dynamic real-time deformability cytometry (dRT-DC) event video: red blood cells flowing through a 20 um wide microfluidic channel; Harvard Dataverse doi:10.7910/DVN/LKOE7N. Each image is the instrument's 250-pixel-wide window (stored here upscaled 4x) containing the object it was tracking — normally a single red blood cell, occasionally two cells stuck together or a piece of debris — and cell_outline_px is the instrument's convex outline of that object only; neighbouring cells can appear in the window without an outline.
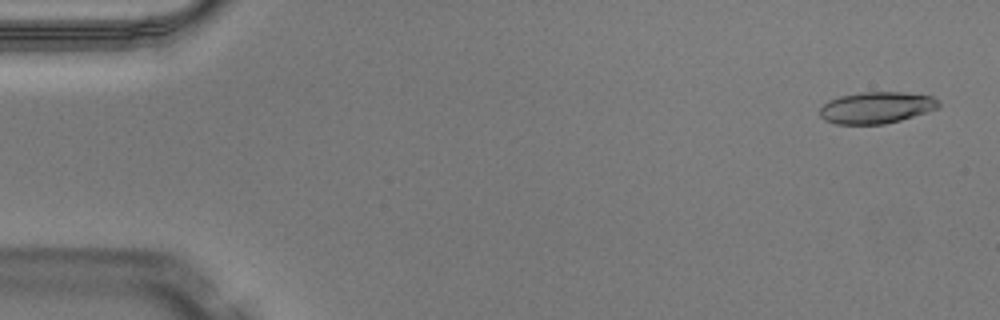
{"species": "Egyptian fruit bat (a non-hibernating species)", "species_latin": "Rousettus aegyptiacus", "temperature_condition": "warm", "stored_images_in_passage": 49, "camera_frame_rate_fps": 3000, "um_per_image_px": 0.085, "animal": {"sex": "male"}, "frame": {"image": 1, "passage_image": 2, "time_ms": 0.333, "image_size_px": [1000, 320], "cell_outline_px": [[940, 108], [900, 120], [884, 124], [836, 124], [824, 120], [820, 116], [820, 108], [824, 104], [840, 96], [860, 92], [904, 92], [932, 96], [940, 100]], "centroid_in_image_um": [74.53, 9.14], "position_along_channel_um": 10.5, "area_um2": 21.91}}
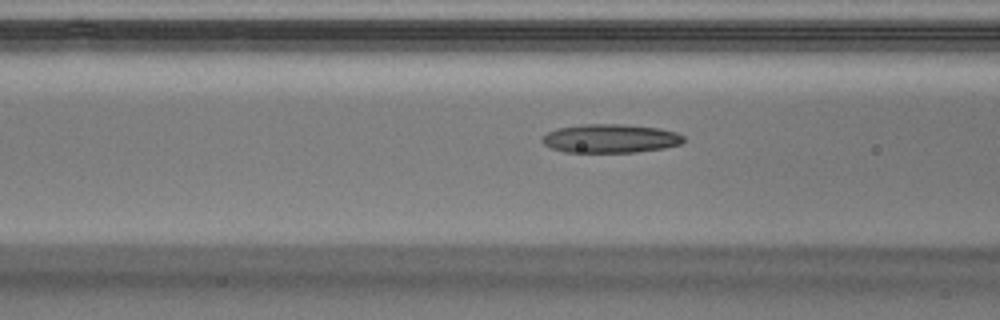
{"frame": {"image": 2, "passage_image": 19, "time_ms": 6.0, "image_size_px": [1000, 320], "cell_outline_px": [[684, 140], [680, 144], [664, 148], [636, 152], [564, 152], [552, 148], [544, 144], [540, 140], [548, 132], [556, 128], [584, 124], [620, 124], [660, 128], [676, 132], [684, 136]], "centroid_in_image_um": [51.88, 11.77], "position_along_channel_um": 114.7, "area_um2": 23.64}}
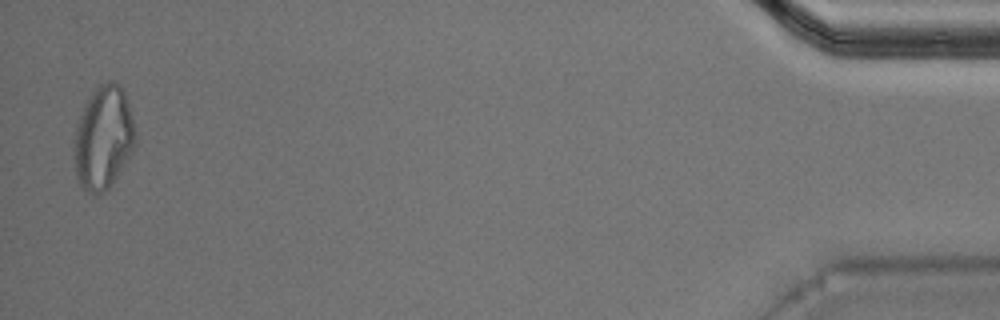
{"frame": {"image": 3, "passage_image": 48, "time_ms": 15.667, "image_size_px": [1000, 320], "cell_outline_px": [[136, 144], [132, 152], [108, 188], [96, 196], [92, 196], [80, 184], [76, 176], [76, 124], [84, 104], [92, 92], [100, 84], [112, 80], [120, 84], [124, 88], [136, 132]], "centroid_in_image_um": [8.82, 11.67], "position_along_channel_um": 426.4, "area_um2": 36.53}, "authors_computed_cell_mechanics": {"area_um2": 23.1778, "velocity_mm_per_s": 4.1328, "shape_relaxation_time_tau1_ms": 9.7318, "shape_relaxation_time_tau2_ms": 3.7262, "deformation_change_tau1": 0.2798, "deformation_change_tau2": 0.141}}